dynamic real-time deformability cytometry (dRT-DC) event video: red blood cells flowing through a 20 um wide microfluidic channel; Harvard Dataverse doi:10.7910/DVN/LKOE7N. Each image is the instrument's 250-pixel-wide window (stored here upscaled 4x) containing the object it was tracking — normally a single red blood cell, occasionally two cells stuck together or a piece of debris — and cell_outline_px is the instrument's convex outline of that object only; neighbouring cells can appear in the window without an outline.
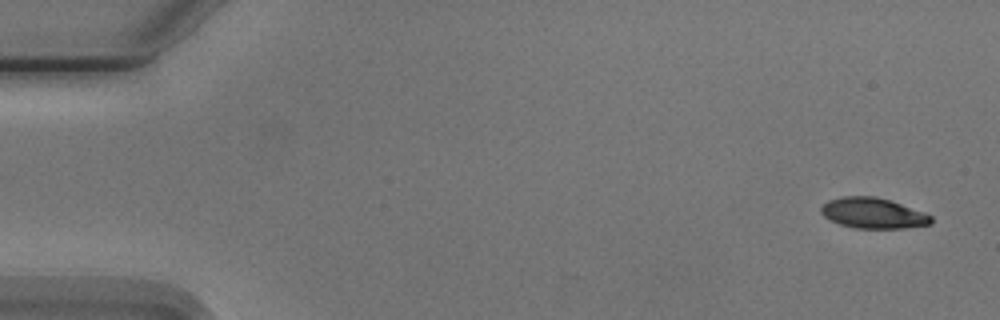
{"species": "Egyptian fruit bat (a non-hibernating species)", "species_latin": "Rousettus aegyptiacus", "temperature_condition": "cold", "stored_images_in_passage": 5, "camera_frame_rate_fps": 3000, "um_per_image_px": 0.085, "animal": {"sex": "male"}, "frame": {"image": 1, "passage_image": 1, "time_ms": 0.0, "image_size_px": [1000, 320], "cell_outline_px": [[932, 224], [904, 228], [856, 228], [840, 224], [824, 216], [820, 212], [820, 208], [828, 200], [844, 196], [876, 196], [924, 212], [932, 216]], "centroid_in_image_um": [74.21, 18.12], "position_along_channel_um": 10.8, "area_um2": 19.42}}
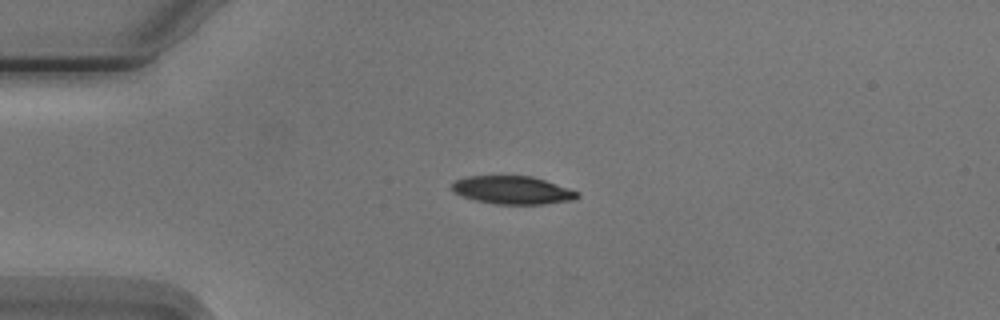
{"frame": {"image": 2, "passage_image": 4, "time_ms": 3.667, "image_size_px": [1000, 320], "cell_outline_px": [[580, 196], [572, 200], [544, 204], [496, 204], [476, 200], [452, 192], [452, 184], [456, 180], [468, 176], [532, 176], [580, 192]], "centroid_in_image_um": [43.58, 16.16], "position_along_channel_um": 41.4, "area_um2": 20.35}}